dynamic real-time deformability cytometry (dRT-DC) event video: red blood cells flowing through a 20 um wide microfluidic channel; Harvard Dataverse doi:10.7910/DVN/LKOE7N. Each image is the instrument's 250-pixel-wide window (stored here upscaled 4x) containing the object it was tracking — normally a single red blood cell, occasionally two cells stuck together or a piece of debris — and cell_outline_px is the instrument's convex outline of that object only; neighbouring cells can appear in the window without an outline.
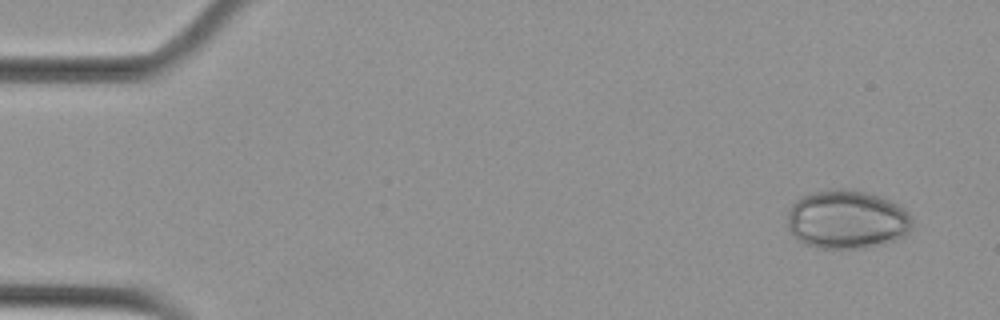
{"species": "Egyptian fruit bat (a non-hibernating species)", "species_latin": "Rousettus aegyptiacus", "temperature_condition": "cold", "stored_images_in_passage": 4, "camera_frame_rate_fps": 3000, "um_per_image_px": 0.085, "animal": {"sex": "female"}, "frame": {"image": 1, "passage_image": 1, "time_ms": 0.0, "image_size_px": [1000, 320], "cell_outline_px": [[912, 228], [904, 236], [896, 240], [864, 248], [816, 248], [804, 244], [796, 240], [788, 228], [788, 212], [792, 204], [800, 196], [828, 188], [840, 188], [864, 192], [880, 196], [900, 204], [912, 216]], "centroid_in_image_um": [71.98, 18.65], "position_along_channel_um": 13.0, "area_um2": 43.23}}